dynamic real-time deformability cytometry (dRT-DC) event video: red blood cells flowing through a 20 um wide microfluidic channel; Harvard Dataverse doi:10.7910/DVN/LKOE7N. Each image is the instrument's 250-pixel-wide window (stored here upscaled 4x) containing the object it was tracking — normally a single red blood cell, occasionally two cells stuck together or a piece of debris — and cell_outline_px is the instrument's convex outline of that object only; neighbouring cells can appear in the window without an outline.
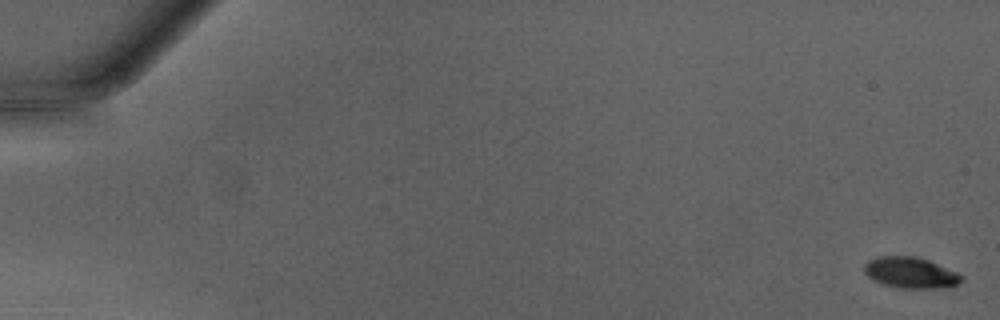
{"species": "Egyptian fruit bat (a non-hibernating species)", "species_latin": "Rousettus aegyptiacus", "temperature_condition": "warm", "stored_images_in_passage": 49, "camera_frame_rate_fps": 3000, "um_per_image_px": 0.085, "animal": {"sex": "male"}, "frame": {"image": 1, "passage_image": 1, "time_ms": 0.0, "image_size_px": [1000, 320], "cell_outline_px": [[964, 276], [956, 284], [948, 288], [900, 288], [884, 284], [868, 276], [864, 272], [864, 264], [868, 260], [880, 256], [916, 256], [928, 260], [956, 272]], "centroid_in_image_um": [77.39, 23.17], "position_along_channel_um": 7.6, "area_um2": 17.4}}
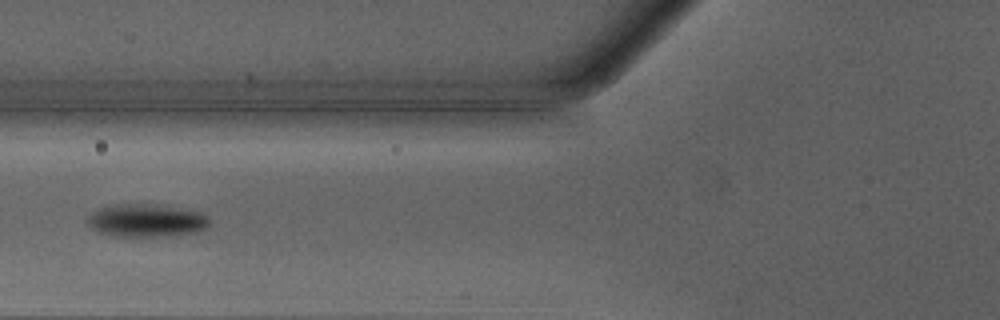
{"frame": {"image": 2, "passage_image": 21, "time_ms": 6.667, "image_size_px": [1000, 320], "cell_outline_px": [[208, 224], [204, 228], [196, 232], [164, 236], [112, 236], [100, 232], [92, 228], [88, 224], [88, 216], [92, 212], [100, 208], [120, 204], [144, 204], [200, 212], [208, 216]], "centroid_in_image_um": [12.4, 18.76], "position_along_channel_um": 113.4, "area_um2": 22.72}}
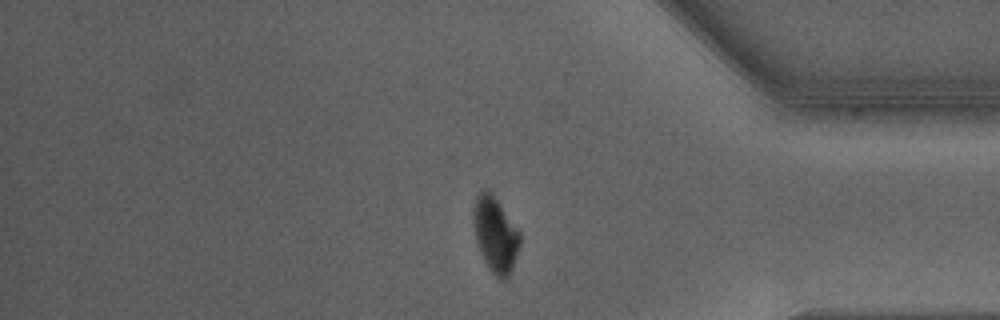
{"frame": {"image": 3, "passage_image": 42, "time_ms": 13.667, "image_size_px": [1000, 320], "cell_outline_px": [[520, 244], [508, 280], [500, 280], [492, 272], [484, 260], [480, 252], [476, 240], [472, 220], [472, 212], [476, 196], [484, 188], [488, 188], [492, 192], [520, 232]], "centroid_in_image_um": [42.09, 19.91], "position_along_channel_um": 393.1, "area_um2": 20.58}}